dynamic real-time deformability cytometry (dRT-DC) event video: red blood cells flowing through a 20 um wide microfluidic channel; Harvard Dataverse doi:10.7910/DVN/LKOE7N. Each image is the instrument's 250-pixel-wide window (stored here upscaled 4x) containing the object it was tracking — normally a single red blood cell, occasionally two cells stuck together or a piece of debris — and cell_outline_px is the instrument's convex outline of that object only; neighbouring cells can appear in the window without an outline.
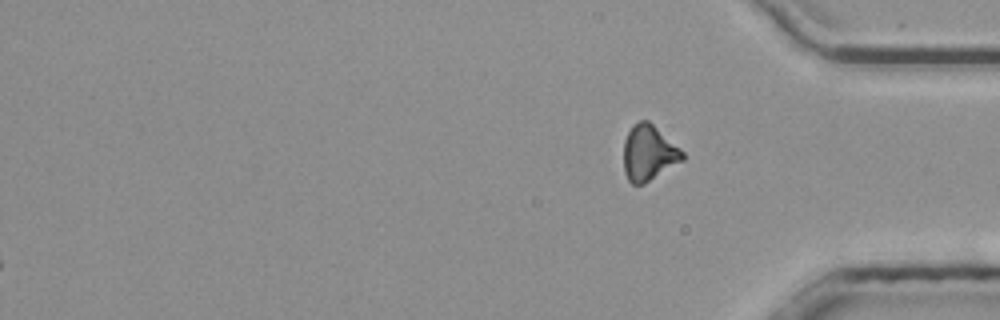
{"species": "common noctule bat (a hibernating species)", "species_latin": "Nyctalus noctula", "temperature_condition": "room temperature", "stored_images_in_passage": 46, "camera_frame_rate_fps": 3000, "um_per_image_px": 0.085, "animal": {"sex": "male", "body_mass_g": 20.4}, "frame": {"image": 1, "passage_image": 46, "time_ms": 15.0, "image_size_px": [1000, 320], "cell_outline_px": [[684, 160], [644, 184], [632, 184], [628, 180], [624, 172], [624, 140], [632, 124], [640, 120], [648, 120], [680, 148], [684, 152]], "centroid_in_image_um": [55.13, 13.0], "position_along_channel_um": 380.1, "area_um2": 19.07}}